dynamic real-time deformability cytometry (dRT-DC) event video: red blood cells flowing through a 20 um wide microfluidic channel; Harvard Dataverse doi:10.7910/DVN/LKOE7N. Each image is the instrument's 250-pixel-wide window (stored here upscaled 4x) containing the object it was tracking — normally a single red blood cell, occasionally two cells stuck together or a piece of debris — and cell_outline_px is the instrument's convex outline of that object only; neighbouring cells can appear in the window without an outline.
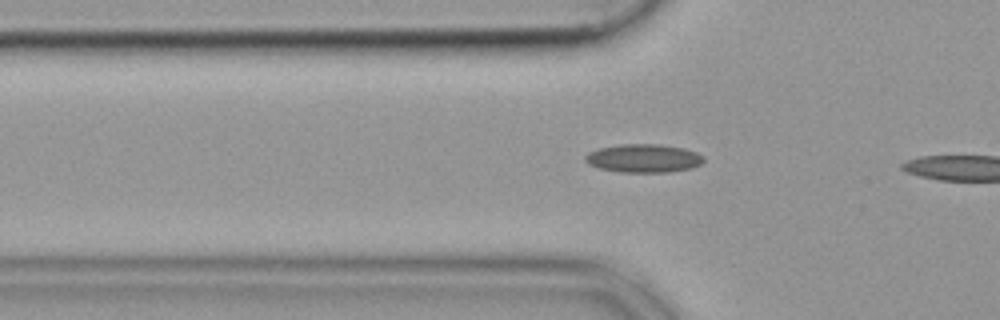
{"species": "common noctule bat (a hibernating species)", "species_latin": "Nyctalus noctula", "temperature_condition": "cold", "stored_images_in_passage": 9, "camera_frame_rate_fps": 3000, "um_per_image_px": 0.085, "animal": {"sex": "female", "body_mass_g": 19.9}, "frame": {"image": 1, "passage_image": 7, "time_ms": 2.0, "image_size_px": [1000, 320], "cell_outline_px": [[704, 160], [700, 164], [692, 168], [668, 172], [620, 172], [600, 168], [588, 164], [584, 160], [584, 156], [588, 152], [600, 148], [620, 144], [660, 144], [684, 148], [696, 152], [704, 156]], "centroid_in_image_um": [54.7, 13.45], "position_along_channel_um": 71.1, "area_um2": 19.65}}